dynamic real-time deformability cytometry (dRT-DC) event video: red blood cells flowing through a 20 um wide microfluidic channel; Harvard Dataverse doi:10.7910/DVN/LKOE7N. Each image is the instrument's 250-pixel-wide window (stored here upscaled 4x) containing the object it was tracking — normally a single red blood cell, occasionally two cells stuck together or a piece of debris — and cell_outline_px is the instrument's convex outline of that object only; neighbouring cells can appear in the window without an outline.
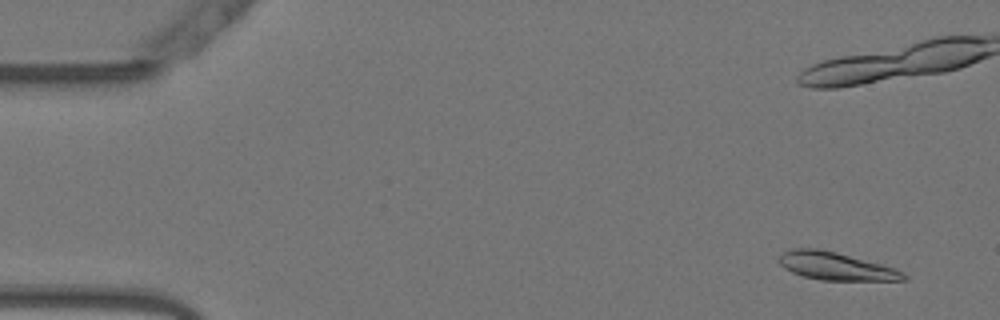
{"species": "Egyptian fruit bat (a non-hibernating species)", "species_latin": "Rousettus aegyptiacus", "temperature_condition": "warm", "stored_images_in_passage": 12, "camera_frame_rate_fps": 3000, "um_per_image_px": 0.085, "animal": {"sex": "female"}, "frame": {"image": 1, "passage_image": 4, "time_ms": 1.0, "image_size_px": [1000, 320], "cell_outline_px": [[908, 280], [820, 280], [804, 276], [792, 272], [784, 268], [776, 260], [784, 252], [792, 248], [816, 248], [836, 252], [880, 264], [892, 268], [908, 276]], "centroid_in_image_um": [70.98, 22.62], "position_along_channel_um": 14.0, "area_um2": 19.88}}